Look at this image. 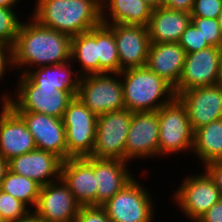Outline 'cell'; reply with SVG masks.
Segmentation results:
<instances>
[{"mask_svg": "<svg viewBox=\"0 0 222 222\" xmlns=\"http://www.w3.org/2000/svg\"><path fill=\"white\" fill-rule=\"evenodd\" d=\"M196 173V174H195ZM170 197L181 215L196 222L213 204L221 199L213 178L204 169L184 177Z\"/></svg>", "mask_w": 222, "mask_h": 222, "instance_id": "7", "label": "cell"}, {"mask_svg": "<svg viewBox=\"0 0 222 222\" xmlns=\"http://www.w3.org/2000/svg\"><path fill=\"white\" fill-rule=\"evenodd\" d=\"M11 69L14 71L13 47L0 45V82L5 81L3 78L9 75L7 72H13Z\"/></svg>", "mask_w": 222, "mask_h": 222, "instance_id": "35", "label": "cell"}, {"mask_svg": "<svg viewBox=\"0 0 222 222\" xmlns=\"http://www.w3.org/2000/svg\"><path fill=\"white\" fill-rule=\"evenodd\" d=\"M74 222H111L101 206H81Z\"/></svg>", "mask_w": 222, "mask_h": 222, "instance_id": "34", "label": "cell"}, {"mask_svg": "<svg viewBox=\"0 0 222 222\" xmlns=\"http://www.w3.org/2000/svg\"><path fill=\"white\" fill-rule=\"evenodd\" d=\"M14 77L18 81L15 90L6 88L0 95V104L9 105L16 112H37L62 119L68 103L76 97L73 92L42 90L26 74Z\"/></svg>", "mask_w": 222, "mask_h": 222, "instance_id": "4", "label": "cell"}, {"mask_svg": "<svg viewBox=\"0 0 222 222\" xmlns=\"http://www.w3.org/2000/svg\"><path fill=\"white\" fill-rule=\"evenodd\" d=\"M215 181L222 198V160L214 161L203 167Z\"/></svg>", "mask_w": 222, "mask_h": 222, "instance_id": "37", "label": "cell"}, {"mask_svg": "<svg viewBox=\"0 0 222 222\" xmlns=\"http://www.w3.org/2000/svg\"><path fill=\"white\" fill-rule=\"evenodd\" d=\"M131 164L121 159H98L94 157V174L97 186V206H101L122 190L134 176Z\"/></svg>", "mask_w": 222, "mask_h": 222, "instance_id": "20", "label": "cell"}, {"mask_svg": "<svg viewBox=\"0 0 222 222\" xmlns=\"http://www.w3.org/2000/svg\"><path fill=\"white\" fill-rule=\"evenodd\" d=\"M159 120L157 111L133 112L125 145V161L158 158Z\"/></svg>", "mask_w": 222, "mask_h": 222, "instance_id": "11", "label": "cell"}, {"mask_svg": "<svg viewBox=\"0 0 222 222\" xmlns=\"http://www.w3.org/2000/svg\"><path fill=\"white\" fill-rule=\"evenodd\" d=\"M41 185L35 180L8 171L1 190L24 203L31 211L37 205Z\"/></svg>", "mask_w": 222, "mask_h": 222, "instance_id": "27", "label": "cell"}, {"mask_svg": "<svg viewBox=\"0 0 222 222\" xmlns=\"http://www.w3.org/2000/svg\"><path fill=\"white\" fill-rule=\"evenodd\" d=\"M186 52L178 42L151 43L146 67L175 87L181 77Z\"/></svg>", "mask_w": 222, "mask_h": 222, "instance_id": "21", "label": "cell"}, {"mask_svg": "<svg viewBox=\"0 0 222 222\" xmlns=\"http://www.w3.org/2000/svg\"><path fill=\"white\" fill-rule=\"evenodd\" d=\"M60 178L81 206H97L94 157L69 158L63 161Z\"/></svg>", "mask_w": 222, "mask_h": 222, "instance_id": "17", "label": "cell"}, {"mask_svg": "<svg viewBox=\"0 0 222 222\" xmlns=\"http://www.w3.org/2000/svg\"><path fill=\"white\" fill-rule=\"evenodd\" d=\"M217 20H218V24H219L221 35H222V12L218 15Z\"/></svg>", "mask_w": 222, "mask_h": 222, "instance_id": "42", "label": "cell"}, {"mask_svg": "<svg viewBox=\"0 0 222 222\" xmlns=\"http://www.w3.org/2000/svg\"><path fill=\"white\" fill-rule=\"evenodd\" d=\"M32 211L20 200L0 189V216L4 222L27 220Z\"/></svg>", "mask_w": 222, "mask_h": 222, "instance_id": "30", "label": "cell"}, {"mask_svg": "<svg viewBox=\"0 0 222 222\" xmlns=\"http://www.w3.org/2000/svg\"><path fill=\"white\" fill-rule=\"evenodd\" d=\"M77 97L97 116L125 109L120 73L80 77Z\"/></svg>", "mask_w": 222, "mask_h": 222, "instance_id": "8", "label": "cell"}, {"mask_svg": "<svg viewBox=\"0 0 222 222\" xmlns=\"http://www.w3.org/2000/svg\"><path fill=\"white\" fill-rule=\"evenodd\" d=\"M133 112L122 109L98 115L93 152L98 159L125 161V145Z\"/></svg>", "mask_w": 222, "mask_h": 222, "instance_id": "10", "label": "cell"}, {"mask_svg": "<svg viewBox=\"0 0 222 222\" xmlns=\"http://www.w3.org/2000/svg\"><path fill=\"white\" fill-rule=\"evenodd\" d=\"M28 18L23 19L13 46L16 75L37 67L70 62L72 37L40 25L31 16Z\"/></svg>", "mask_w": 222, "mask_h": 222, "instance_id": "1", "label": "cell"}, {"mask_svg": "<svg viewBox=\"0 0 222 222\" xmlns=\"http://www.w3.org/2000/svg\"><path fill=\"white\" fill-rule=\"evenodd\" d=\"M98 57L99 74L120 73V63L113 31L103 23L98 25Z\"/></svg>", "mask_w": 222, "mask_h": 222, "instance_id": "28", "label": "cell"}, {"mask_svg": "<svg viewBox=\"0 0 222 222\" xmlns=\"http://www.w3.org/2000/svg\"><path fill=\"white\" fill-rule=\"evenodd\" d=\"M33 8L30 16L40 25L70 37L102 23L97 0H35Z\"/></svg>", "mask_w": 222, "mask_h": 222, "instance_id": "2", "label": "cell"}, {"mask_svg": "<svg viewBox=\"0 0 222 222\" xmlns=\"http://www.w3.org/2000/svg\"><path fill=\"white\" fill-rule=\"evenodd\" d=\"M19 10L0 7V45L14 46L23 21V15L21 20L19 14H17L20 13Z\"/></svg>", "mask_w": 222, "mask_h": 222, "instance_id": "29", "label": "cell"}, {"mask_svg": "<svg viewBox=\"0 0 222 222\" xmlns=\"http://www.w3.org/2000/svg\"><path fill=\"white\" fill-rule=\"evenodd\" d=\"M97 115L76 96L67 105L63 115L67 159L90 156L93 152Z\"/></svg>", "mask_w": 222, "mask_h": 222, "instance_id": "9", "label": "cell"}, {"mask_svg": "<svg viewBox=\"0 0 222 222\" xmlns=\"http://www.w3.org/2000/svg\"><path fill=\"white\" fill-rule=\"evenodd\" d=\"M33 135L37 149L51 152L67 160V145L63 120L37 112H17Z\"/></svg>", "mask_w": 222, "mask_h": 222, "instance_id": "16", "label": "cell"}, {"mask_svg": "<svg viewBox=\"0 0 222 222\" xmlns=\"http://www.w3.org/2000/svg\"><path fill=\"white\" fill-rule=\"evenodd\" d=\"M193 5L194 0H162L163 7L188 13H191Z\"/></svg>", "mask_w": 222, "mask_h": 222, "instance_id": "38", "label": "cell"}, {"mask_svg": "<svg viewBox=\"0 0 222 222\" xmlns=\"http://www.w3.org/2000/svg\"><path fill=\"white\" fill-rule=\"evenodd\" d=\"M158 159L192 153L194 131L190 126L186 107L176 97L158 111ZM174 154V155H173ZM167 156V157H166Z\"/></svg>", "mask_w": 222, "mask_h": 222, "instance_id": "5", "label": "cell"}, {"mask_svg": "<svg viewBox=\"0 0 222 222\" xmlns=\"http://www.w3.org/2000/svg\"><path fill=\"white\" fill-rule=\"evenodd\" d=\"M178 44L184 49L186 54L210 47L199 28L192 21L182 33Z\"/></svg>", "mask_w": 222, "mask_h": 222, "instance_id": "31", "label": "cell"}, {"mask_svg": "<svg viewBox=\"0 0 222 222\" xmlns=\"http://www.w3.org/2000/svg\"><path fill=\"white\" fill-rule=\"evenodd\" d=\"M152 10L153 8L143 0H106L101 5V21L103 24H132L148 27Z\"/></svg>", "mask_w": 222, "mask_h": 222, "instance_id": "24", "label": "cell"}, {"mask_svg": "<svg viewBox=\"0 0 222 222\" xmlns=\"http://www.w3.org/2000/svg\"><path fill=\"white\" fill-rule=\"evenodd\" d=\"M106 0H97V2L102 5Z\"/></svg>", "mask_w": 222, "mask_h": 222, "instance_id": "45", "label": "cell"}, {"mask_svg": "<svg viewBox=\"0 0 222 222\" xmlns=\"http://www.w3.org/2000/svg\"><path fill=\"white\" fill-rule=\"evenodd\" d=\"M71 62L46 65L29 70L26 75L42 90L78 94L80 76Z\"/></svg>", "mask_w": 222, "mask_h": 222, "instance_id": "23", "label": "cell"}, {"mask_svg": "<svg viewBox=\"0 0 222 222\" xmlns=\"http://www.w3.org/2000/svg\"><path fill=\"white\" fill-rule=\"evenodd\" d=\"M21 222H40V221L36 219L33 215H31L27 220Z\"/></svg>", "mask_w": 222, "mask_h": 222, "instance_id": "43", "label": "cell"}, {"mask_svg": "<svg viewBox=\"0 0 222 222\" xmlns=\"http://www.w3.org/2000/svg\"><path fill=\"white\" fill-rule=\"evenodd\" d=\"M177 98L186 107L193 131L222 118V83L182 91Z\"/></svg>", "mask_w": 222, "mask_h": 222, "instance_id": "15", "label": "cell"}, {"mask_svg": "<svg viewBox=\"0 0 222 222\" xmlns=\"http://www.w3.org/2000/svg\"><path fill=\"white\" fill-rule=\"evenodd\" d=\"M136 177L101 207L111 222H154L156 203L145 183ZM156 208V209H155Z\"/></svg>", "mask_w": 222, "mask_h": 222, "instance_id": "6", "label": "cell"}, {"mask_svg": "<svg viewBox=\"0 0 222 222\" xmlns=\"http://www.w3.org/2000/svg\"><path fill=\"white\" fill-rule=\"evenodd\" d=\"M221 83L220 47L186 54L185 63L178 84L174 87L176 96L193 88Z\"/></svg>", "mask_w": 222, "mask_h": 222, "instance_id": "12", "label": "cell"}, {"mask_svg": "<svg viewBox=\"0 0 222 222\" xmlns=\"http://www.w3.org/2000/svg\"><path fill=\"white\" fill-rule=\"evenodd\" d=\"M8 171H9V161L0 156V188Z\"/></svg>", "mask_w": 222, "mask_h": 222, "instance_id": "39", "label": "cell"}, {"mask_svg": "<svg viewBox=\"0 0 222 222\" xmlns=\"http://www.w3.org/2000/svg\"><path fill=\"white\" fill-rule=\"evenodd\" d=\"M62 160L51 152L34 149L9 160V171L35 180L41 186L60 179Z\"/></svg>", "mask_w": 222, "mask_h": 222, "instance_id": "19", "label": "cell"}, {"mask_svg": "<svg viewBox=\"0 0 222 222\" xmlns=\"http://www.w3.org/2000/svg\"><path fill=\"white\" fill-rule=\"evenodd\" d=\"M220 71H221V83H222V46L220 47Z\"/></svg>", "mask_w": 222, "mask_h": 222, "instance_id": "44", "label": "cell"}, {"mask_svg": "<svg viewBox=\"0 0 222 222\" xmlns=\"http://www.w3.org/2000/svg\"><path fill=\"white\" fill-rule=\"evenodd\" d=\"M191 21V13L185 11L163 6L153 9L148 25L150 42H178Z\"/></svg>", "mask_w": 222, "mask_h": 222, "instance_id": "22", "label": "cell"}, {"mask_svg": "<svg viewBox=\"0 0 222 222\" xmlns=\"http://www.w3.org/2000/svg\"><path fill=\"white\" fill-rule=\"evenodd\" d=\"M20 2L22 1L21 0H0V7L17 9L19 8L18 5Z\"/></svg>", "mask_w": 222, "mask_h": 222, "instance_id": "40", "label": "cell"}, {"mask_svg": "<svg viewBox=\"0 0 222 222\" xmlns=\"http://www.w3.org/2000/svg\"><path fill=\"white\" fill-rule=\"evenodd\" d=\"M0 109V156L9 161L36 149L23 118L9 105H1Z\"/></svg>", "mask_w": 222, "mask_h": 222, "instance_id": "18", "label": "cell"}, {"mask_svg": "<svg viewBox=\"0 0 222 222\" xmlns=\"http://www.w3.org/2000/svg\"><path fill=\"white\" fill-rule=\"evenodd\" d=\"M81 205L60 178L40 188L32 215L40 222H74Z\"/></svg>", "mask_w": 222, "mask_h": 222, "instance_id": "13", "label": "cell"}, {"mask_svg": "<svg viewBox=\"0 0 222 222\" xmlns=\"http://www.w3.org/2000/svg\"><path fill=\"white\" fill-rule=\"evenodd\" d=\"M222 12V0H194L191 17L217 19Z\"/></svg>", "mask_w": 222, "mask_h": 222, "instance_id": "33", "label": "cell"}, {"mask_svg": "<svg viewBox=\"0 0 222 222\" xmlns=\"http://www.w3.org/2000/svg\"><path fill=\"white\" fill-rule=\"evenodd\" d=\"M70 62L80 77L99 74L98 26L72 37Z\"/></svg>", "mask_w": 222, "mask_h": 222, "instance_id": "25", "label": "cell"}, {"mask_svg": "<svg viewBox=\"0 0 222 222\" xmlns=\"http://www.w3.org/2000/svg\"><path fill=\"white\" fill-rule=\"evenodd\" d=\"M196 222H222V198L213 204Z\"/></svg>", "mask_w": 222, "mask_h": 222, "instance_id": "36", "label": "cell"}, {"mask_svg": "<svg viewBox=\"0 0 222 222\" xmlns=\"http://www.w3.org/2000/svg\"><path fill=\"white\" fill-rule=\"evenodd\" d=\"M205 167L222 160V118L203 125L194 131L192 153Z\"/></svg>", "mask_w": 222, "mask_h": 222, "instance_id": "26", "label": "cell"}, {"mask_svg": "<svg viewBox=\"0 0 222 222\" xmlns=\"http://www.w3.org/2000/svg\"><path fill=\"white\" fill-rule=\"evenodd\" d=\"M143 1L147 3L149 6H151L153 9L162 6V0H143Z\"/></svg>", "mask_w": 222, "mask_h": 222, "instance_id": "41", "label": "cell"}, {"mask_svg": "<svg viewBox=\"0 0 222 222\" xmlns=\"http://www.w3.org/2000/svg\"><path fill=\"white\" fill-rule=\"evenodd\" d=\"M106 25L114 34L120 72L129 68L144 67L151 44L148 27L132 24Z\"/></svg>", "mask_w": 222, "mask_h": 222, "instance_id": "14", "label": "cell"}, {"mask_svg": "<svg viewBox=\"0 0 222 222\" xmlns=\"http://www.w3.org/2000/svg\"><path fill=\"white\" fill-rule=\"evenodd\" d=\"M192 22L199 28L204 39L210 46H222V35L217 19L192 17Z\"/></svg>", "mask_w": 222, "mask_h": 222, "instance_id": "32", "label": "cell"}, {"mask_svg": "<svg viewBox=\"0 0 222 222\" xmlns=\"http://www.w3.org/2000/svg\"><path fill=\"white\" fill-rule=\"evenodd\" d=\"M125 109L131 112H154L171 103L177 96L174 87L144 67L120 72Z\"/></svg>", "mask_w": 222, "mask_h": 222, "instance_id": "3", "label": "cell"}]
</instances>
